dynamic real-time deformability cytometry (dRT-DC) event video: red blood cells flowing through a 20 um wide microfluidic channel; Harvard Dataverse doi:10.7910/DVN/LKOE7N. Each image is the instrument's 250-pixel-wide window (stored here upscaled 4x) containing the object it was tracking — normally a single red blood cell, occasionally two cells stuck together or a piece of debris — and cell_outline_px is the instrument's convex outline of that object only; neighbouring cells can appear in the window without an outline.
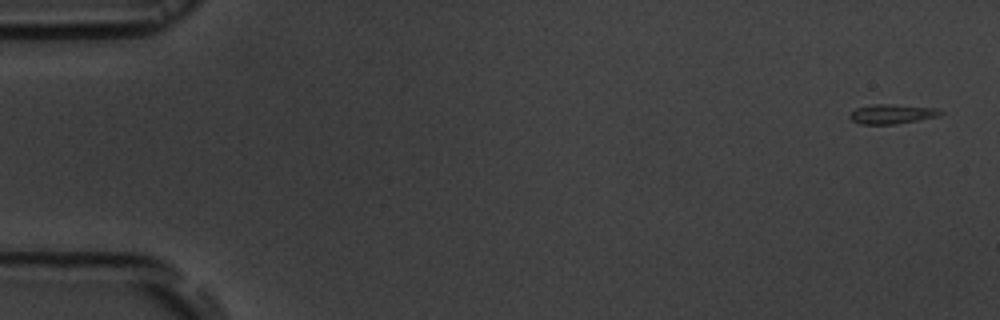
{"species": "common noctule bat (a hibernating species)", "species_latin": "Nyctalus noctula", "temperature_condition": "room temperature", "stored_images_in_passage": 7, "camera_frame_rate_fps": 3000, "um_per_image_px": 0.085, "animal": {"sex": "male", "body_mass_g": 19.5, "forearm_length_mm": 54.6}, "frame": {"image": 1, "passage_image": 1, "time_ms": 0.0, "image_size_px": [1000, 320], "cell_outline_px": [[944, 112], [940, 116], [896, 124], [860, 124], [852, 120], [848, 116], [856, 108], [872, 104], [888, 104], [936, 108]], "centroid_in_image_um": [75.82, 9.69], "position_along_channel_um": 9.2, "area_um2": 10.29}}